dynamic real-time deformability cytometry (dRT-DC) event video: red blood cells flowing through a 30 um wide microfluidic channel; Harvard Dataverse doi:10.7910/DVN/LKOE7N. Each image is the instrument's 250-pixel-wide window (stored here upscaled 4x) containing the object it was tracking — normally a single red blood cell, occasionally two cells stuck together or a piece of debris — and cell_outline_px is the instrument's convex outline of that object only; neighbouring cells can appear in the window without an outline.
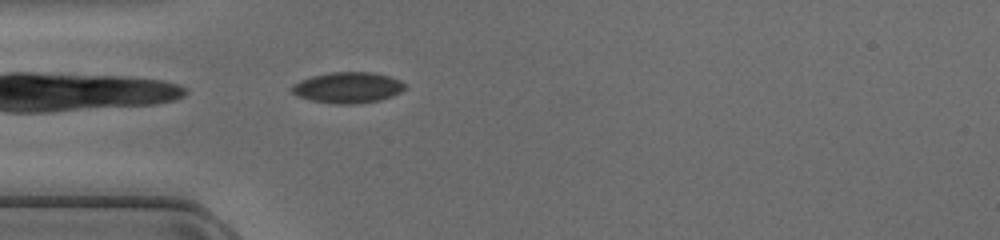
{"species": "common noctule bat (a hibernating species)", "species_latin": "Nyctalus noctula", "temperature_condition": "cold", "stored_images_in_passage": 34, "camera_frame_rate_fps": 3000, "um_per_image_px": 0.085, "animal": {"sex": "female", "body_mass_g": 17.0, "forearm_length_mm": 48.0}, "frame": {"image": 1, "passage_image": 1, "time_ms": 0.0, "image_size_px": [1000, 240], "cell_outline_px": [[408, 84], [400, 92], [392, 96], [380, 100], [348, 104], [312, 100], [300, 96], [292, 92], [292, 84], [300, 80], [312, 76], [332, 72], [376, 72], [400, 80]], "centroid_in_image_um": [29.61, 7.42], "position_along_channel_um": 55.4, "area_um2": 20.06}}
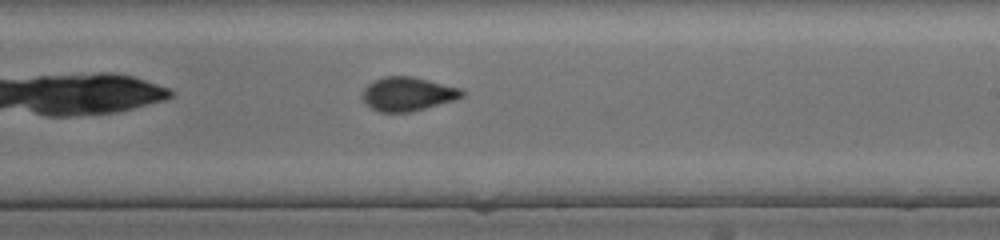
{"frame": {"image": 2, "passage_image": 15, "time_ms": 4.667, "image_size_px": [1000, 240], "cell_outline_px": [[464, 96], [452, 100], [424, 108], [408, 112], [380, 112], [372, 108], [364, 100], [364, 88], [368, 84], [384, 76], [412, 76], [460, 88], [464, 92]], "centroid_in_image_um": [34.65, 7.98], "position_along_channel_um": 254.3, "area_um2": 19.13}}
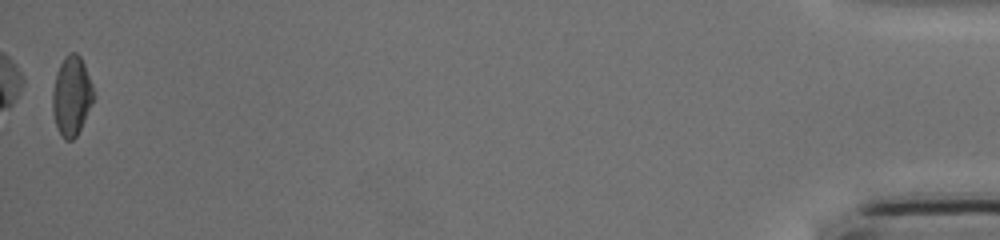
{"frame": {"image": 3, "passage_image": 34, "time_ms": 11.0, "image_size_px": [1000, 240], "cell_outline_px": [[92, 104], [76, 136], [72, 140], [64, 140], [56, 124], [52, 108], [52, 92], [56, 72], [64, 56], [68, 52], [76, 52], [80, 56], [84, 64], [92, 84]], "centroid_in_image_um": [6.06, 8.11], "position_along_channel_um": 429.1, "area_um2": 18.73}}